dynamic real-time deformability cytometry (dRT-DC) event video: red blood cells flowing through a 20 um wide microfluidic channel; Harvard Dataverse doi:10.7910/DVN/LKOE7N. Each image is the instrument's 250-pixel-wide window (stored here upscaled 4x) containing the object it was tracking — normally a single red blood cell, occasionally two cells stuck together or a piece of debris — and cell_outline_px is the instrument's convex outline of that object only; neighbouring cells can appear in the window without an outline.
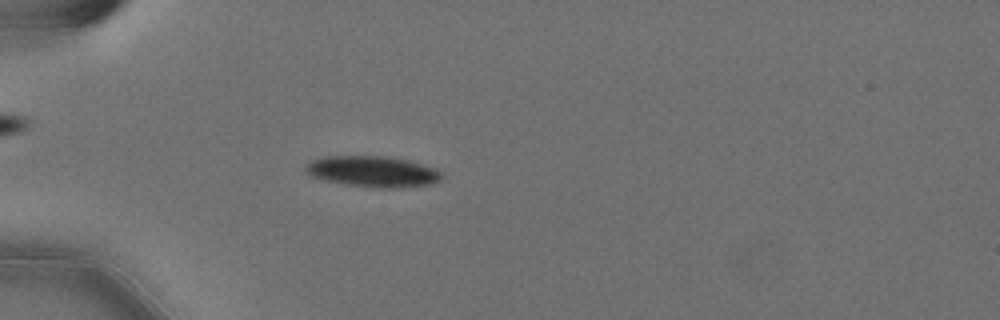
{"species": "Egyptian fruit bat (a non-hibernating species)", "species_latin": "Rousettus aegyptiacus", "temperature_condition": "cold", "stored_images_in_passage": 58, "camera_frame_rate_fps": 3000, "um_per_image_px": 0.085, "animal": {"sex": "female"}, "frame": {"image": 1, "passage_image": 18, "time_ms": 5.667, "image_size_px": [1000, 320], "cell_outline_px": [[444, 176], [440, 180], [428, 184], [388, 188], [380, 188], [348, 184], [324, 180], [308, 176], [304, 168], [312, 160], [324, 156], [384, 156], [408, 160], [436, 168]], "centroid_in_image_um": [31.66, 14.57], "position_along_channel_um": 53.3, "area_um2": 24.33}}
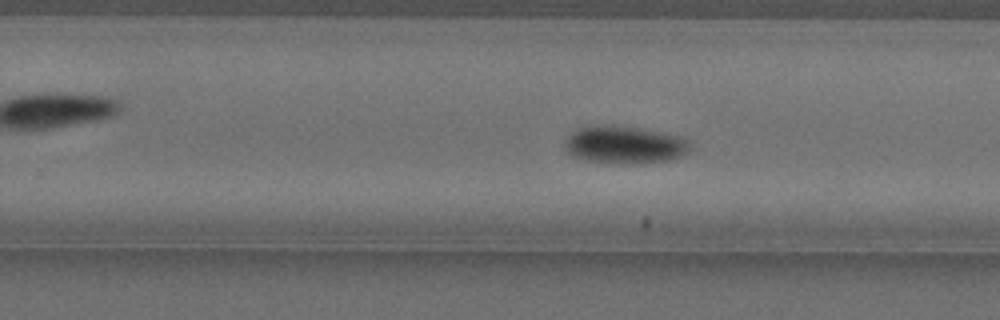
{"frame": {"image": 2, "passage_image": 38, "time_ms": 12.333, "image_size_px": [1000, 320], "cell_outline_px": [[688, 152], [672, 160], [644, 164], [608, 164], [584, 160], [572, 156], [564, 148], [564, 140], [576, 128], [588, 124], [612, 124], [660, 132], [676, 136], [688, 140]], "centroid_in_image_um": [52.99, 12.32], "position_along_channel_um": 276.8, "area_um2": 28.15}}
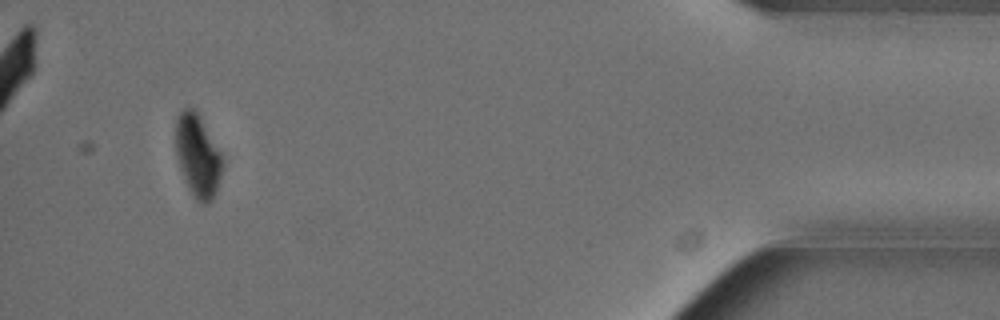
{"frame": {"image": 3, "passage_image": 55, "time_ms": 18.0, "image_size_px": [1000, 320], "cell_outline_px": [[224, 160], [216, 192], [212, 200], [208, 204], [200, 204], [192, 196], [188, 188], [180, 168], [176, 156], [176, 116], [184, 108], [196, 108], [220, 152]], "centroid_in_image_um": [16.8, 13.25], "position_along_channel_um": 418.4, "area_um2": 22.66}, "authors_computed_cell_mechanics": {"area_um2": 24.6517, "velocity_mm_per_s": 3.561, "shape_relaxation_time_tau1_ms": 2.9924, "shape_relaxation_time_tau2_ms": null, "deformation_change_tau1": 0.1179, "deformation_change_tau2": null}}